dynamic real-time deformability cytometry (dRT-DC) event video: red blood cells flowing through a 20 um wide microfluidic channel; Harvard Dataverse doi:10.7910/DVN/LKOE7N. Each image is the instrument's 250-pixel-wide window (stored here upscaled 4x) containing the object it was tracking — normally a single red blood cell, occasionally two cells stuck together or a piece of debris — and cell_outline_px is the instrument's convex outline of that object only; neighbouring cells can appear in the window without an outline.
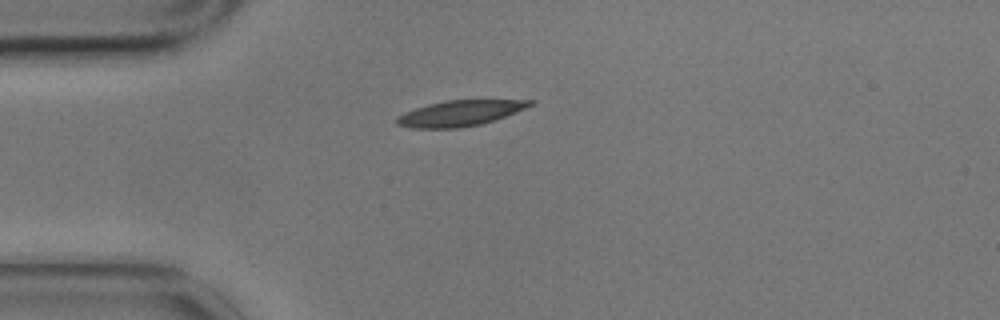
{"species": "common noctule bat (a hibernating species)", "species_latin": "Nyctalus noctula", "temperature_condition": "cold", "stored_images_in_passage": 6, "camera_frame_rate_fps": 3000, "um_per_image_px": 0.085, "animal": {"sex": "male", "body_mass_g": 17.9}, "frame": {"image": 1, "passage_image": 1, "time_ms": 0.0, "image_size_px": [1000, 320], "cell_outline_px": [[536, 104], [496, 120], [480, 124], [456, 128], [412, 128], [396, 124], [396, 116], [404, 112], [428, 104], [444, 100], [536, 100]], "centroid_in_image_um": [39.12, 9.62], "position_along_channel_um": 45.9, "area_um2": 20.0}}
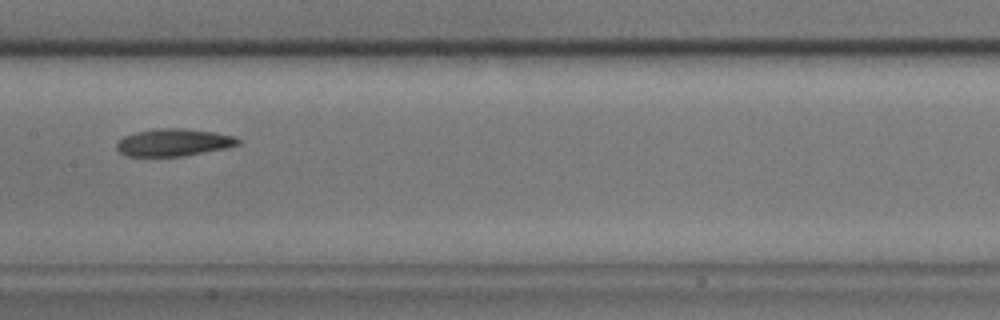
{"frame": {"image": 2, "passage_image": 5, "time_ms": 1.333, "image_size_px": [1000, 320], "cell_outline_px": [[240, 144], [228, 148], [184, 156], [128, 156], [120, 152], [116, 148], [116, 144], [124, 136], [136, 132], [160, 128], [184, 128], [216, 132], [236, 136], [240, 140]], "centroid_in_image_um": [14.82, 12.1], "position_along_channel_um": 192.6, "area_um2": 19.48}}